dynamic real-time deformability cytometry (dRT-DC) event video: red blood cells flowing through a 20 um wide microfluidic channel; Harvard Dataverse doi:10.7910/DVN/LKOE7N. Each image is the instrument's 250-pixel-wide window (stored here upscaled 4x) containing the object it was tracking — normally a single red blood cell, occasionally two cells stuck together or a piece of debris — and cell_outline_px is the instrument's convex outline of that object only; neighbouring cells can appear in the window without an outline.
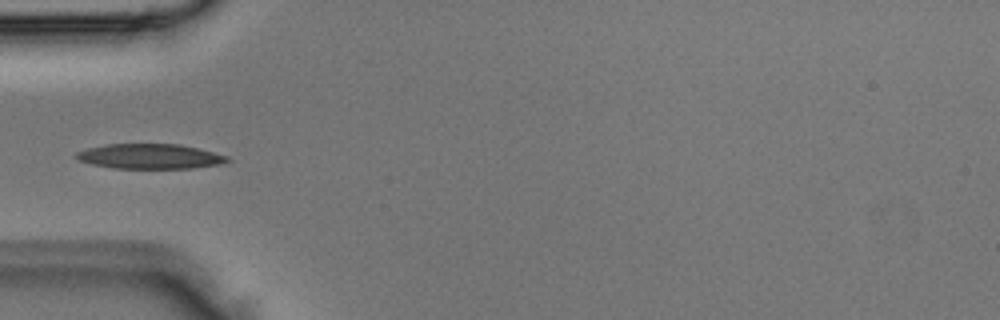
{"species": "Egyptian fruit bat (a non-hibernating species)", "species_latin": "Rousettus aegyptiacus", "temperature_condition": "room temperature", "stored_images_in_passage": 4, "camera_frame_rate_fps": 3000, "um_per_image_px": 0.085, "animal": {"sex": "male"}, "frame": {"image": 1, "passage_image": 4, "time_ms": 1.0, "image_size_px": [1000, 320], "cell_outline_px": [[232, 160], [220, 164], [192, 168], [112, 168], [92, 164], [80, 160], [72, 156], [76, 152], [88, 148], [104, 144], [180, 144], [228, 156]], "centroid_in_image_um": [12.72, 13.29], "position_along_channel_um": 72.3, "area_um2": 21.91}}